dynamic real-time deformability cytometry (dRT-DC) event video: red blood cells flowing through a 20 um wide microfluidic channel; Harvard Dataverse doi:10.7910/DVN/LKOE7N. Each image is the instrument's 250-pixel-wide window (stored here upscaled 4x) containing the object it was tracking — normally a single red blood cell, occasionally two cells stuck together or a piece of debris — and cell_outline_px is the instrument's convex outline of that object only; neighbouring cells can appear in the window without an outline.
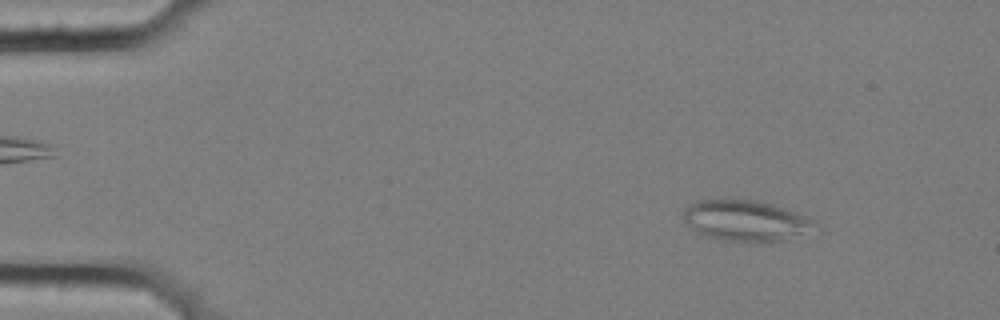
{"species": "common noctule bat (a hibernating species)", "species_latin": "Nyctalus noctula", "temperature_condition": "cold", "stored_images_in_passage": 57, "camera_frame_rate_fps": 3000, "um_per_image_px": 0.085, "animal": {"sex": "female", "body_mass_g": 25.1}, "frame": {"image": 1, "passage_image": 7, "time_ms": 2.0, "image_size_px": [1000, 320], "cell_outline_px": [[816, 224], [784, 240], [756, 244], [724, 240], [708, 236], [696, 232], [684, 220], [684, 212], [688, 204], [696, 200], [756, 200], [772, 204], [808, 216]], "centroid_in_image_um": [63.31, 18.76], "position_along_channel_um": 21.7, "area_um2": 30.87}}
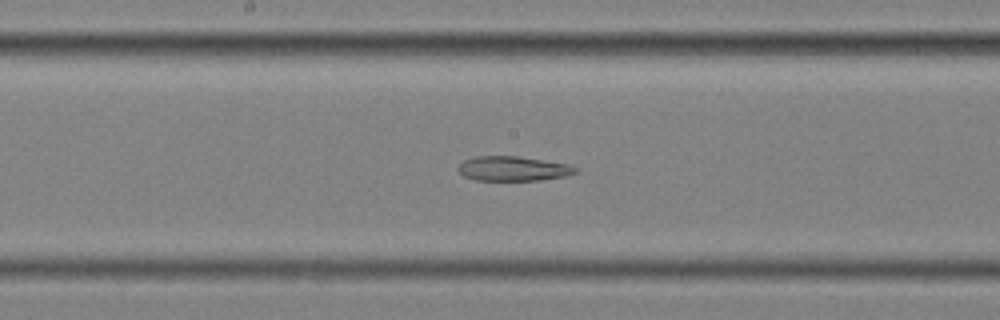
{"frame": {"image": 2, "passage_image": 30, "time_ms": 9.667, "image_size_px": [1000, 320], "cell_outline_px": [[580, 168], [576, 172], [564, 176], [540, 180], [476, 180], [464, 176], [460, 172], [460, 164], [464, 160], [476, 156], [516, 156], [568, 164]], "centroid_in_image_um": [43.63, 14.33], "position_along_channel_um": 204.6, "area_um2": 16.59}}
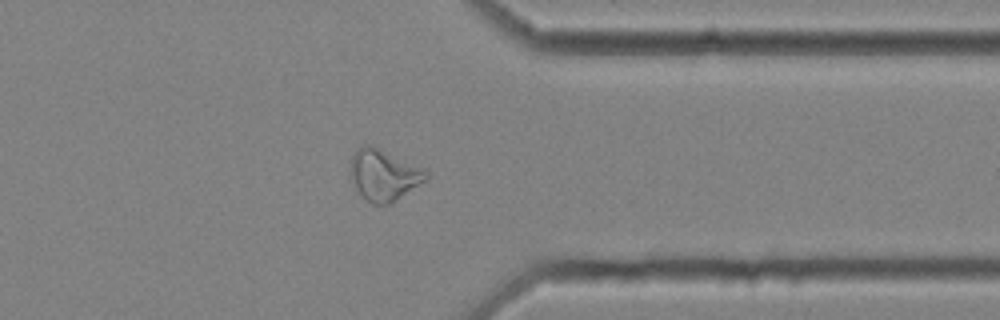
{"frame": {"image": 3, "passage_image": 45, "time_ms": 14.667, "image_size_px": [1000, 320], "cell_outline_px": [[428, 180], [396, 200], [388, 204], [372, 204], [356, 188], [352, 180], [352, 156], [364, 144], [372, 144], [424, 168], [428, 172]], "centroid_in_image_um": [32.69, 14.86], "position_along_channel_um": 378.7, "area_um2": 22.31}}